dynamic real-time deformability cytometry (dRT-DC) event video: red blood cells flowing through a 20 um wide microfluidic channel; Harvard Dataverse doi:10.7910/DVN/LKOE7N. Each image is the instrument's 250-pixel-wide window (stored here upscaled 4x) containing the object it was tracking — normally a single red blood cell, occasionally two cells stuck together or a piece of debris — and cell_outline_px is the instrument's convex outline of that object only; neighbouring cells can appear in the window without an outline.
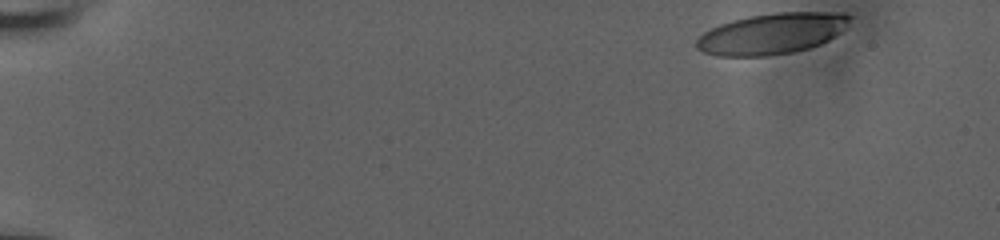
{"species": "human", "species_latin": "Homo sapiens", "temperature_condition": "room temperature", "stored_images_in_passage": 45, "camera_frame_rate_fps": 3000, "um_per_image_px": 0.085, "donor": {"sex": "male"}, "frame": {"image": 1, "passage_image": 1, "time_ms": 0.0, "image_size_px": [1000, 240], "cell_outline_px": [[852, 16], [840, 32], [836, 36], [820, 44], [808, 48], [792, 52], [768, 56], [716, 56], [704, 52], [696, 48], [696, 40], [704, 32], [720, 24], [752, 16], [776, 12], [844, 12]], "centroid_in_image_um": [65.62, 2.86], "position_along_channel_um": 19.4, "area_um2": 36.36}}
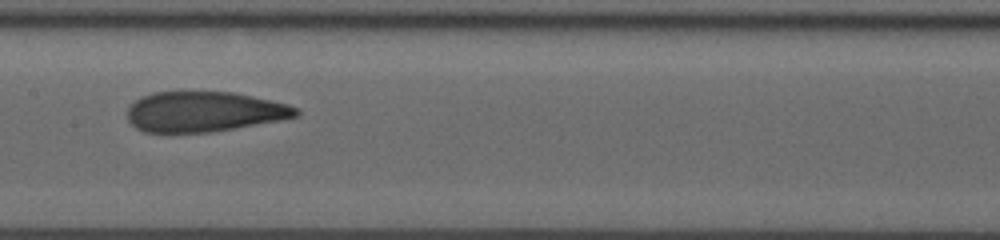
{"frame": {"image": 2, "passage_image": 26, "time_ms": 8.333, "image_size_px": [1000, 240], "cell_outline_px": [[300, 116], [280, 120], [212, 132], [144, 132], [136, 128], [128, 120], [128, 108], [140, 96], [152, 92], [236, 92], [288, 104], [300, 108]], "centroid_in_image_um": [17.38, 9.49], "position_along_channel_um": 190.0, "area_um2": 39.65}}
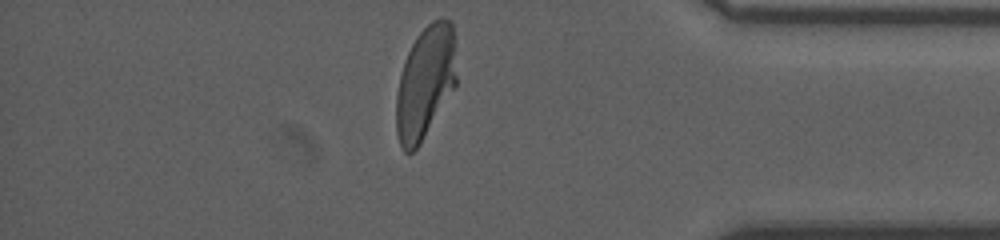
{"frame": {"image": 3, "passage_image": 44, "time_ms": 14.333, "image_size_px": [1000, 240], "cell_outline_px": [[456, 88], [420, 144], [412, 152], [404, 152], [400, 148], [396, 132], [396, 96], [400, 76], [408, 52], [416, 36], [432, 20], [440, 16], [448, 20], [452, 24], [456, 76]], "centroid_in_image_um": [36.14, 7.05], "position_along_channel_um": 399.1, "area_um2": 39.77}, "authors_computed_cell_mechanics": {"area_um2": 40.3444, "velocity_mm_per_s": 3.8576, "shape_relaxation_time_tau1_ms": 8.3046, "shape_relaxation_time_tau2_ms": 1.0452, "deformation_change_tau1": 0.2776, "deformation_change_tau2": 0.0768}}